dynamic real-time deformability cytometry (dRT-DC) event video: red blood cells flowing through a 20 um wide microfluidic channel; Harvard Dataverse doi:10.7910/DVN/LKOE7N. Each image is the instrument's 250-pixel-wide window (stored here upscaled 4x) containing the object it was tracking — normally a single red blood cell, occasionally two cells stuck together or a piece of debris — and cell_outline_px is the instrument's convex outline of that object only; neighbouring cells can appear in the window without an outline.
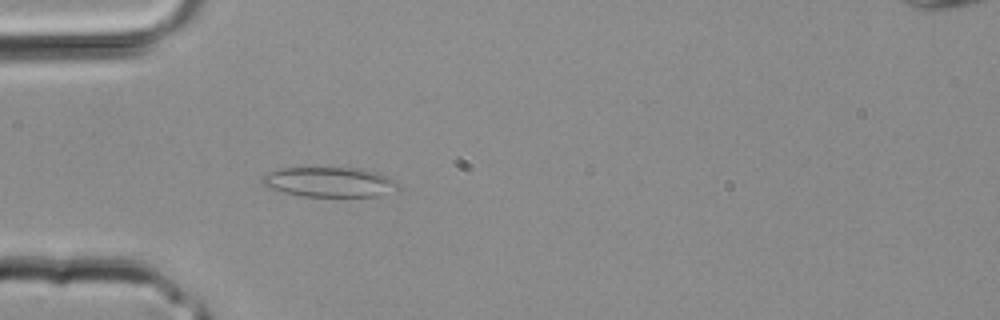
{"species": "common noctule bat (a hibernating species)", "species_latin": "Nyctalus noctula", "temperature_condition": "room temperature", "stored_images_in_passage": 28, "camera_frame_rate_fps": 3000, "um_per_image_px": 0.085, "animal": {"sex": "male", "body_mass_g": 20.4}, "frame": {"image": 1, "passage_image": 6, "time_ms": 1.667, "image_size_px": [1000, 320], "cell_outline_px": [[400, 188], [376, 196], [304, 196], [284, 192], [268, 188], [260, 180], [268, 172], [280, 168], [364, 168], [380, 172], [396, 180], [400, 184]], "centroid_in_image_um": [28.05, 15.46], "position_along_channel_um": 56.9, "area_um2": 23.76}}
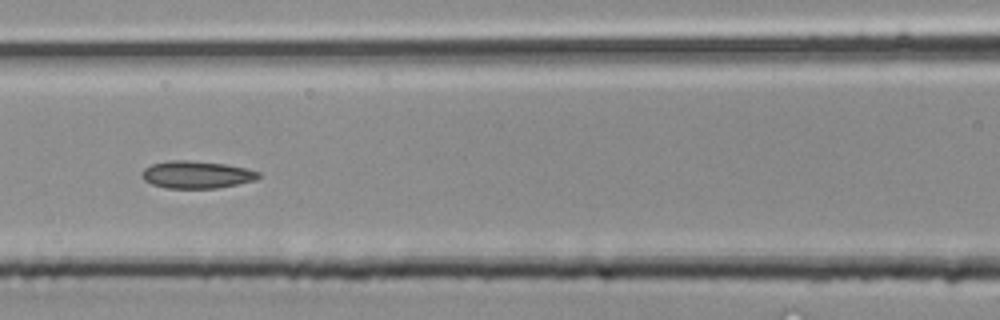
{"frame": {"image": 2, "passage_image": 11, "time_ms": 3.333, "image_size_px": [1000, 320], "cell_outline_px": [[260, 176], [256, 180], [216, 188], [164, 188], [152, 184], [144, 180], [140, 176], [140, 172], [144, 168], [152, 164], [168, 160], [188, 160], [224, 164], [248, 168], [260, 172]], "centroid_in_image_um": [16.68, 14.84], "position_along_channel_um": 149.9, "area_um2": 18.73}}
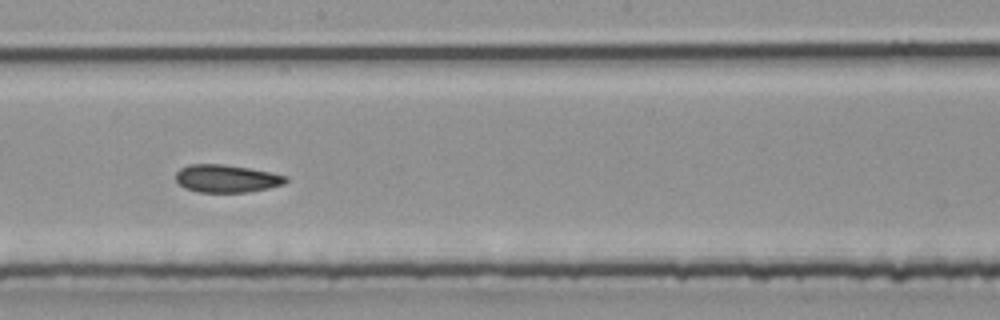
{"frame": {"image": 3, "passage_image": 15, "time_ms": 4.667, "image_size_px": [1000, 320], "cell_outline_px": [[288, 180], [284, 184], [268, 188], [244, 192], [200, 192], [184, 188], [176, 180], [176, 172], [180, 168], [188, 164], [224, 164], [248, 168], [288, 176]], "centroid_in_image_um": [19.24, 15.17], "position_along_channel_um": 229.0, "area_um2": 17.69}}